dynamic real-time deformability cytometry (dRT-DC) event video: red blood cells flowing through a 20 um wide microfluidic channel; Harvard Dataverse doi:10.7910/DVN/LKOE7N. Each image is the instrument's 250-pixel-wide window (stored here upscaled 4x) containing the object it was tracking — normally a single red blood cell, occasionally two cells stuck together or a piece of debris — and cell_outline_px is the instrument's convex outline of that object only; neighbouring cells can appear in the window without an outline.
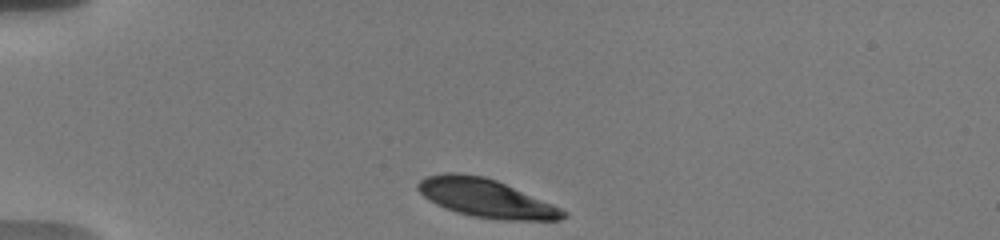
{"species": "human", "species_latin": "Homo sapiens", "temperature_condition": "warm", "stored_images_in_passage": 38, "camera_frame_rate_fps": 3000, "um_per_image_px": 0.085, "donor": {"sex": "male"}, "frame": {"image": 1, "passage_image": 1, "time_ms": 0.0, "image_size_px": [1000, 240], "cell_outline_px": [[568, 216], [560, 220], [500, 220], [472, 216], [456, 212], [436, 204], [424, 196], [416, 188], [416, 184], [424, 176], [444, 172], [460, 172], [484, 176], [496, 180], [552, 204], [568, 212]], "centroid_in_image_um": [41.28, 16.83], "position_along_channel_um": 43.7, "area_um2": 32.54}}
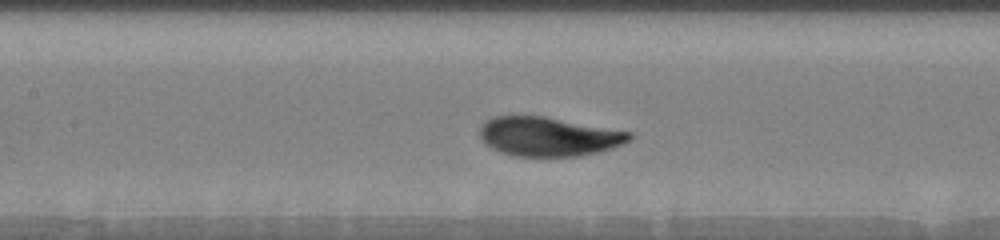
{"frame": {"image": 2, "passage_image": 14, "time_ms": 4.333, "image_size_px": [1000, 240], "cell_outline_px": [[632, 140], [624, 144], [600, 152], [580, 156], [512, 156], [500, 152], [484, 144], [480, 140], [480, 128], [488, 120], [496, 116], [544, 116], [632, 132]], "centroid_in_image_um": [46.65, 11.62], "position_along_channel_um": 160.8, "area_um2": 34.28}}
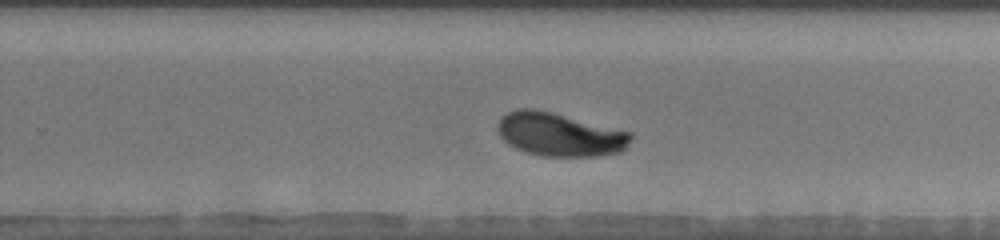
{"frame": {"image": 3, "passage_image": 24, "time_ms": 7.667, "image_size_px": [1000, 240], "cell_outline_px": [[632, 136], [628, 144], [620, 152], [596, 156], [544, 156], [528, 152], [516, 148], [508, 144], [500, 136], [496, 128], [496, 124], [508, 112], [520, 108], [532, 108], [552, 112], [632, 132]], "centroid_in_image_um": [47.56, 11.42], "position_along_channel_um": 282.2, "area_um2": 33.52}, "authors_computed_cell_mechanics": {"area_um2": 33.5818, "velocity_mm_per_s": 3.6549, "shape_relaxation_time_tau1_ms": 2.6268, "shape_relaxation_time_tau2_ms": null, "deformation_change_tau1": 0.1346, "deformation_change_tau2": null}}